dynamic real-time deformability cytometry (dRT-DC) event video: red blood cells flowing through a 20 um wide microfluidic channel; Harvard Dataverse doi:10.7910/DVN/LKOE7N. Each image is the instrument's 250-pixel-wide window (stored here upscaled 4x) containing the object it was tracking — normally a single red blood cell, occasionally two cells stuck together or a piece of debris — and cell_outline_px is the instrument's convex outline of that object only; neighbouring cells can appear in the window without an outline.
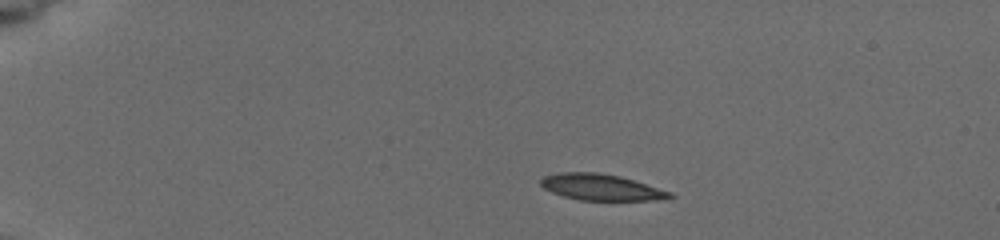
{"species": "common noctule bat (a hibernating species)", "species_latin": "Nyctalus noctula", "temperature_condition": "cold", "stored_images_in_passage": 7, "camera_frame_rate_fps": 3000, "um_per_image_px": 0.085, "animal": {"sex": "female", "body_mass_g": 19.5, "forearm_length_mm": 54.1}, "frame": {"image": 1, "passage_image": 4, "time_ms": 2.667, "image_size_px": [1000, 240], "cell_outline_px": [[676, 196], [668, 200], [580, 200], [564, 196], [552, 192], [544, 188], [540, 184], [540, 180], [544, 176], [560, 172], [600, 172], [620, 176], [672, 192]], "centroid_in_image_um": [51.14, 15.91], "position_along_channel_um": 33.9, "area_um2": 19.83}}
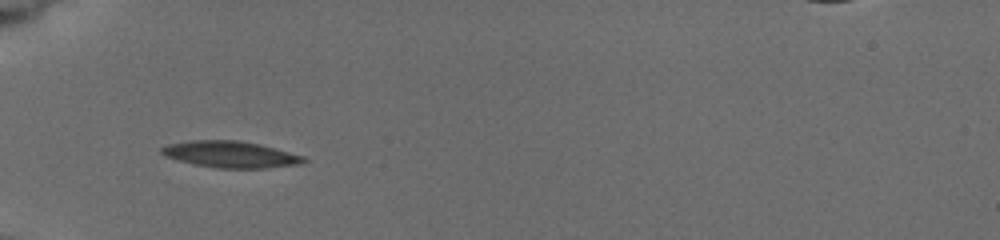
{"frame": {"image": 2, "passage_image": 6, "time_ms": 5.333, "image_size_px": [1000, 240], "cell_outline_px": [[308, 160], [300, 164], [264, 168], [220, 168], [192, 164], [164, 156], [160, 152], [160, 148], [168, 144], [192, 140], [236, 140], [260, 144], [304, 156]], "centroid_in_image_um": [19.57, 13.12], "position_along_channel_um": 65.4, "area_um2": 21.91}}
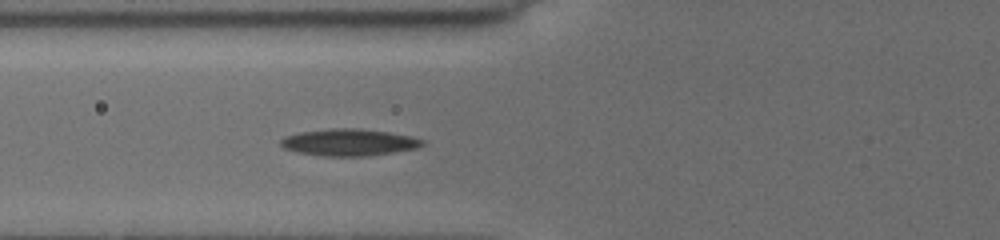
{"frame": {"image": 3, "passage_image": 7, "time_ms": 6.333, "image_size_px": [1000, 240], "cell_outline_px": [[424, 144], [416, 148], [368, 156], [320, 156], [296, 152], [284, 148], [280, 144], [280, 140], [284, 136], [300, 132], [332, 128], [360, 128], [388, 132], [408, 136], [424, 140]], "centroid_in_image_um": [29.61, 12.1], "position_along_channel_um": 96.2, "area_um2": 22.14}}